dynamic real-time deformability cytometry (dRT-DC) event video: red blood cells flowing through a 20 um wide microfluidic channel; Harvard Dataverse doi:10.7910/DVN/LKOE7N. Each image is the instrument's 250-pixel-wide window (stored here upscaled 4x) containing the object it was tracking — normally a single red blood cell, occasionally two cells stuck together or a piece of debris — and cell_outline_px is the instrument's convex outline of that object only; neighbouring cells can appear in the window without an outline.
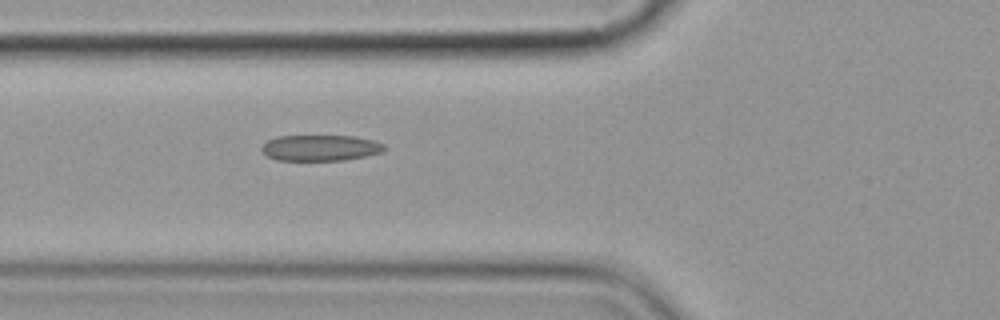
{"species": "common noctule bat (a hibernating species)", "species_latin": "Nyctalus noctula", "temperature_condition": "cold", "stored_images_in_passage": 5, "camera_frame_rate_fps": 3000, "um_per_image_px": 0.085, "animal": {"sex": "female", "body_mass_g": 19.9}, "frame": {"image": 1, "passage_image": 5, "time_ms": 4.667, "image_size_px": [1000, 320], "cell_outline_px": [[388, 148], [384, 152], [344, 160], [276, 160], [268, 156], [260, 148], [268, 140], [276, 136], [356, 136], [376, 140], [384, 144]], "centroid_in_image_um": [27.29, 12.56], "position_along_channel_um": 98.5, "area_um2": 18.67}}